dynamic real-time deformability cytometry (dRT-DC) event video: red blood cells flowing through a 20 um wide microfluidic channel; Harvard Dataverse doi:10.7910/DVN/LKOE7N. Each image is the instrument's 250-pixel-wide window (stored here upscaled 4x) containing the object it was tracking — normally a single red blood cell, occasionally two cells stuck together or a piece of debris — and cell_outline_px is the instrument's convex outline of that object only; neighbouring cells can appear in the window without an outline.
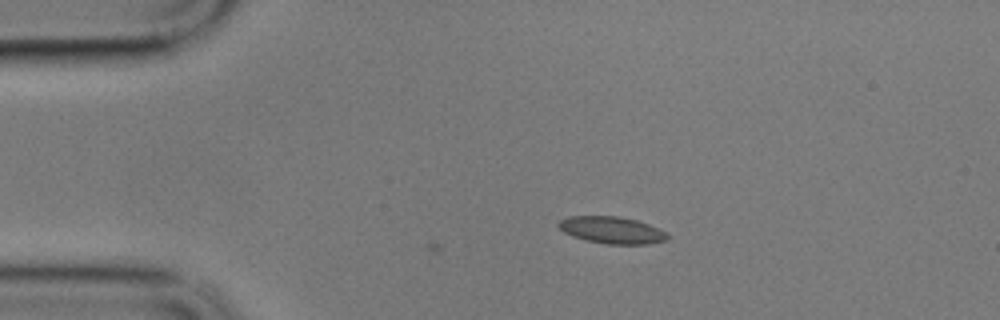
{"species": "common noctule bat (a hibernating species)", "species_latin": "Nyctalus noctula", "temperature_condition": "cold", "stored_images_in_passage": 3, "camera_frame_rate_fps": 3000, "um_per_image_px": 0.085, "animal": {"sex": "male", "body_mass_g": 17.9}, "frame": {"image": 1, "passage_image": 3, "time_ms": 0.667, "image_size_px": [1000, 320], "cell_outline_px": [[668, 240], [648, 244], [608, 244], [584, 240], [572, 236], [564, 232], [556, 224], [560, 220], [568, 216], [616, 216], [636, 220], [648, 224], [668, 232]], "centroid_in_image_um": [52.01, 19.56], "position_along_channel_um": 33.0, "area_um2": 17.17}}